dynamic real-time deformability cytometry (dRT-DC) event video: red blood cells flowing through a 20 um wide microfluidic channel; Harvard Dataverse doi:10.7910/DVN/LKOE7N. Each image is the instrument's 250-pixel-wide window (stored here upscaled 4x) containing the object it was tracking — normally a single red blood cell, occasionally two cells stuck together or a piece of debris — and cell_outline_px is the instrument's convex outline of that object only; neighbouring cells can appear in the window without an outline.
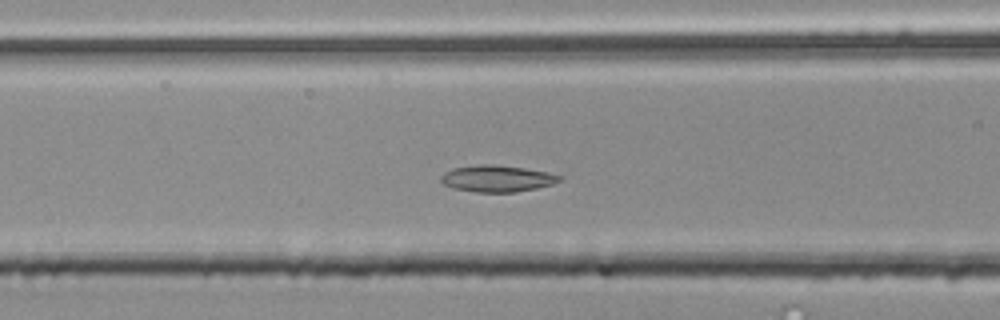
{"species": "common noctule bat (a hibernating species)", "species_latin": "Nyctalus noctula", "temperature_condition": "room temperature", "stored_images_in_passage": 39, "camera_frame_rate_fps": 3000, "um_per_image_px": 0.085, "animal": {"sex": "male", "body_mass_g": 20.4}, "frame": {"image": 1, "passage_image": 16, "time_ms": 5.0, "image_size_px": [1000, 320], "cell_outline_px": [[564, 180], [552, 184], [536, 188], [516, 192], [476, 192], [452, 188], [444, 184], [440, 180], [440, 176], [444, 172], [452, 168], [476, 164], [492, 164], [524, 168], [548, 172], [564, 176]], "centroid_in_image_um": [42.26, 15.17], "position_along_channel_um": 124.3, "area_um2": 18.61}}
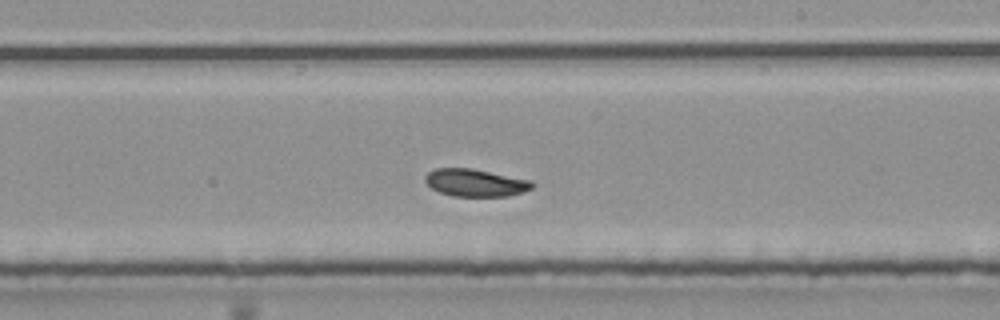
{"frame": {"image": 2, "passage_image": 26, "time_ms": 8.333, "image_size_px": [1000, 320], "cell_outline_px": [[536, 184], [532, 188], [524, 192], [508, 196], [452, 196], [440, 192], [432, 188], [424, 180], [424, 176], [428, 172], [436, 168], [472, 168], [532, 180]], "centroid_in_image_um": [40.44, 15.53], "position_along_channel_um": 248.6, "area_um2": 17.28}}
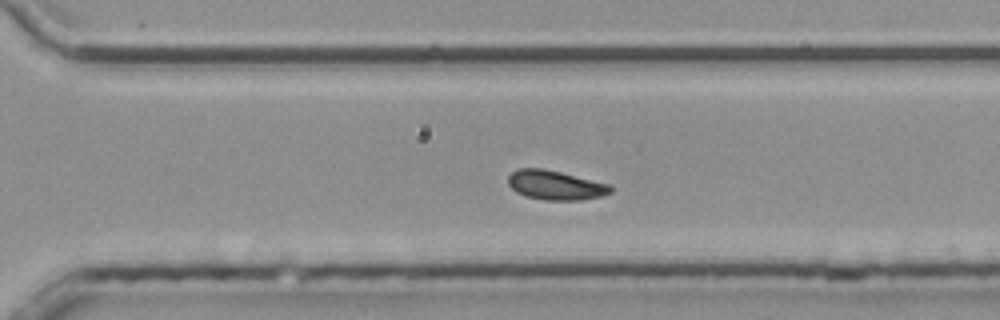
{"frame": {"image": 3, "passage_image": 32, "time_ms": 10.333, "image_size_px": [1000, 320], "cell_outline_px": [[612, 192], [600, 196], [580, 200], [544, 200], [524, 196], [516, 192], [508, 184], [508, 176], [516, 168], [544, 168], [612, 184]], "centroid_in_image_um": [47.21, 15.73], "position_along_channel_um": 323.4, "area_um2": 17.74}, "authors_computed_cell_mechanics": {"area_um2": 18.6116, "velocity_mm_per_s": 3.7356, "shape_relaxation_time_tau1_ms": null, "shape_relaxation_time_tau2_ms": 6.3219, "deformation_change_tau1": null, "deformation_change_tau2": 0.1185}}